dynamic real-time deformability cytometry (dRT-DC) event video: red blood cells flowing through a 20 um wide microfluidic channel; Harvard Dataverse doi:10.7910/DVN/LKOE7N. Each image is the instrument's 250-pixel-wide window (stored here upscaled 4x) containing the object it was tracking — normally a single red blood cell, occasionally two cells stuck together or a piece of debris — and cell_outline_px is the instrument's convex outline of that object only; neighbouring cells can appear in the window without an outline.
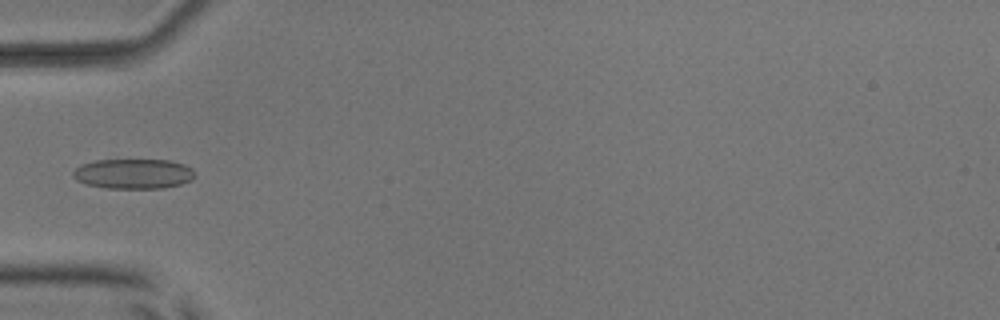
{"species": "common noctule bat (a hibernating species)", "species_latin": "Nyctalus noctula", "temperature_condition": "room temperature", "stored_images_in_passage": 4, "camera_frame_rate_fps": 3000, "um_per_image_px": 0.085, "animal": {"sex": "male", "body_mass_g": 17.9, "forearm_length_mm": 54.2}, "frame": {"image": 1, "passage_image": 4, "time_ms": 3.667, "image_size_px": [1000, 320], "cell_outline_px": [[196, 176], [192, 180], [180, 184], [160, 188], [108, 188], [88, 184], [76, 180], [72, 176], [72, 172], [80, 164], [96, 160], [172, 160], [184, 164], [192, 168], [196, 172]], "centroid_in_image_um": [11.37, 14.76], "position_along_channel_um": 73.6, "area_um2": 21.39}}